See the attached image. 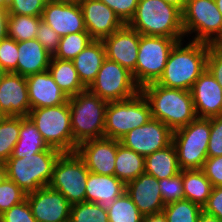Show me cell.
Masks as SVG:
<instances>
[{"label": "cell", "mask_w": 222, "mask_h": 222, "mask_svg": "<svg viewBox=\"0 0 222 222\" xmlns=\"http://www.w3.org/2000/svg\"><path fill=\"white\" fill-rule=\"evenodd\" d=\"M8 11L0 7V41L7 37Z\"/></svg>", "instance_id": "c3c4849f"}, {"label": "cell", "mask_w": 222, "mask_h": 222, "mask_svg": "<svg viewBox=\"0 0 222 222\" xmlns=\"http://www.w3.org/2000/svg\"><path fill=\"white\" fill-rule=\"evenodd\" d=\"M142 222H168L163 212L145 215Z\"/></svg>", "instance_id": "681fc988"}, {"label": "cell", "mask_w": 222, "mask_h": 222, "mask_svg": "<svg viewBox=\"0 0 222 222\" xmlns=\"http://www.w3.org/2000/svg\"><path fill=\"white\" fill-rule=\"evenodd\" d=\"M41 16L8 14L7 37L22 42L35 39Z\"/></svg>", "instance_id": "4dcf8cb0"}, {"label": "cell", "mask_w": 222, "mask_h": 222, "mask_svg": "<svg viewBox=\"0 0 222 222\" xmlns=\"http://www.w3.org/2000/svg\"><path fill=\"white\" fill-rule=\"evenodd\" d=\"M31 109L62 105L68 96L55 83L48 70L26 77Z\"/></svg>", "instance_id": "7402d4cb"}, {"label": "cell", "mask_w": 222, "mask_h": 222, "mask_svg": "<svg viewBox=\"0 0 222 222\" xmlns=\"http://www.w3.org/2000/svg\"><path fill=\"white\" fill-rule=\"evenodd\" d=\"M140 33L125 24L110 36L103 38L106 58L133 72L138 59Z\"/></svg>", "instance_id": "e0dca14e"}, {"label": "cell", "mask_w": 222, "mask_h": 222, "mask_svg": "<svg viewBox=\"0 0 222 222\" xmlns=\"http://www.w3.org/2000/svg\"><path fill=\"white\" fill-rule=\"evenodd\" d=\"M218 10L222 14V0H215Z\"/></svg>", "instance_id": "9f6ffc18"}, {"label": "cell", "mask_w": 222, "mask_h": 222, "mask_svg": "<svg viewBox=\"0 0 222 222\" xmlns=\"http://www.w3.org/2000/svg\"><path fill=\"white\" fill-rule=\"evenodd\" d=\"M41 18L60 37L87 32L79 4L50 1L45 5Z\"/></svg>", "instance_id": "d6986e66"}, {"label": "cell", "mask_w": 222, "mask_h": 222, "mask_svg": "<svg viewBox=\"0 0 222 222\" xmlns=\"http://www.w3.org/2000/svg\"><path fill=\"white\" fill-rule=\"evenodd\" d=\"M88 90L107 102L122 101L141 91L132 72L115 61L105 58L96 79Z\"/></svg>", "instance_id": "7c38bea8"}, {"label": "cell", "mask_w": 222, "mask_h": 222, "mask_svg": "<svg viewBox=\"0 0 222 222\" xmlns=\"http://www.w3.org/2000/svg\"><path fill=\"white\" fill-rule=\"evenodd\" d=\"M202 170L213 187L222 186V156L208 157Z\"/></svg>", "instance_id": "bcb514c9"}, {"label": "cell", "mask_w": 222, "mask_h": 222, "mask_svg": "<svg viewBox=\"0 0 222 222\" xmlns=\"http://www.w3.org/2000/svg\"><path fill=\"white\" fill-rule=\"evenodd\" d=\"M0 216L4 222H38L32 215L31 207L27 199L12 206Z\"/></svg>", "instance_id": "ee69618b"}, {"label": "cell", "mask_w": 222, "mask_h": 222, "mask_svg": "<svg viewBox=\"0 0 222 222\" xmlns=\"http://www.w3.org/2000/svg\"><path fill=\"white\" fill-rule=\"evenodd\" d=\"M202 209L205 213L222 221V186L213 187L208 201Z\"/></svg>", "instance_id": "7dc6e473"}, {"label": "cell", "mask_w": 222, "mask_h": 222, "mask_svg": "<svg viewBox=\"0 0 222 222\" xmlns=\"http://www.w3.org/2000/svg\"><path fill=\"white\" fill-rule=\"evenodd\" d=\"M52 55L35 38L18 42L17 74L27 77L48 70Z\"/></svg>", "instance_id": "cb8c5ba5"}, {"label": "cell", "mask_w": 222, "mask_h": 222, "mask_svg": "<svg viewBox=\"0 0 222 222\" xmlns=\"http://www.w3.org/2000/svg\"><path fill=\"white\" fill-rule=\"evenodd\" d=\"M151 108V116L173 132L197 118L190 91L150 83L141 88Z\"/></svg>", "instance_id": "7a4b0ae2"}, {"label": "cell", "mask_w": 222, "mask_h": 222, "mask_svg": "<svg viewBox=\"0 0 222 222\" xmlns=\"http://www.w3.org/2000/svg\"><path fill=\"white\" fill-rule=\"evenodd\" d=\"M48 71L69 98L86 90L78 77L73 61L60 60L52 56Z\"/></svg>", "instance_id": "83f0119b"}, {"label": "cell", "mask_w": 222, "mask_h": 222, "mask_svg": "<svg viewBox=\"0 0 222 222\" xmlns=\"http://www.w3.org/2000/svg\"><path fill=\"white\" fill-rule=\"evenodd\" d=\"M54 2L79 4L82 0H52Z\"/></svg>", "instance_id": "db71d44e"}, {"label": "cell", "mask_w": 222, "mask_h": 222, "mask_svg": "<svg viewBox=\"0 0 222 222\" xmlns=\"http://www.w3.org/2000/svg\"><path fill=\"white\" fill-rule=\"evenodd\" d=\"M68 103L72 136L77 145L104 137L107 101L86 89L68 98Z\"/></svg>", "instance_id": "277c9868"}, {"label": "cell", "mask_w": 222, "mask_h": 222, "mask_svg": "<svg viewBox=\"0 0 222 222\" xmlns=\"http://www.w3.org/2000/svg\"><path fill=\"white\" fill-rule=\"evenodd\" d=\"M145 173V157L124 147L117 140L114 175L125 184Z\"/></svg>", "instance_id": "f1b7e54d"}, {"label": "cell", "mask_w": 222, "mask_h": 222, "mask_svg": "<svg viewBox=\"0 0 222 222\" xmlns=\"http://www.w3.org/2000/svg\"><path fill=\"white\" fill-rule=\"evenodd\" d=\"M20 117H0V162H6L19 139Z\"/></svg>", "instance_id": "1f68e13d"}, {"label": "cell", "mask_w": 222, "mask_h": 222, "mask_svg": "<svg viewBox=\"0 0 222 222\" xmlns=\"http://www.w3.org/2000/svg\"><path fill=\"white\" fill-rule=\"evenodd\" d=\"M159 188L165 205L184 199L182 170L174 177L159 180Z\"/></svg>", "instance_id": "74e56055"}, {"label": "cell", "mask_w": 222, "mask_h": 222, "mask_svg": "<svg viewBox=\"0 0 222 222\" xmlns=\"http://www.w3.org/2000/svg\"><path fill=\"white\" fill-rule=\"evenodd\" d=\"M28 117L35 124L49 147L63 152H75L68 101L62 105L31 109Z\"/></svg>", "instance_id": "8992f818"}, {"label": "cell", "mask_w": 222, "mask_h": 222, "mask_svg": "<svg viewBox=\"0 0 222 222\" xmlns=\"http://www.w3.org/2000/svg\"><path fill=\"white\" fill-rule=\"evenodd\" d=\"M9 3V0H0V7L7 10Z\"/></svg>", "instance_id": "11a10c76"}, {"label": "cell", "mask_w": 222, "mask_h": 222, "mask_svg": "<svg viewBox=\"0 0 222 222\" xmlns=\"http://www.w3.org/2000/svg\"><path fill=\"white\" fill-rule=\"evenodd\" d=\"M7 178L6 166L4 162H0V184Z\"/></svg>", "instance_id": "f5cc1de1"}, {"label": "cell", "mask_w": 222, "mask_h": 222, "mask_svg": "<svg viewBox=\"0 0 222 222\" xmlns=\"http://www.w3.org/2000/svg\"><path fill=\"white\" fill-rule=\"evenodd\" d=\"M190 92L198 118L222 116V87L207 68L195 81Z\"/></svg>", "instance_id": "ffe728a7"}, {"label": "cell", "mask_w": 222, "mask_h": 222, "mask_svg": "<svg viewBox=\"0 0 222 222\" xmlns=\"http://www.w3.org/2000/svg\"><path fill=\"white\" fill-rule=\"evenodd\" d=\"M26 199L38 222H68L70 219L71 204L49 186L28 193Z\"/></svg>", "instance_id": "9a60e30c"}, {"label": "cell", "mask_w": 222, "mask_h": 222, "mask_svg": "<svg viewBox=\"0 0 222 222\" xmlns=\"http://www.w3.org/2000/svg\"><path fill=\"white\" fill-rule=\"evenodd\" d=\"M60 38L61 37L47 23L41 20L38 25L36 39L50 55L54 56L57 52Z\"/></svg>", "instance_id": "b9f144b4"}, {"label": "cell", "mask_w": 222, "mask_h": 222, "mask_svg": "<svg viewBox=\"0 0 222 222\" xmlns=\"http://www.w3.org/2000/svg\"><path fill=\"white\" fill-rule=\"evenodd\" d=\"M151 118L149 102L141 91L129 99L108 102L104 137L120 140L129 131L146 124Z\"/></svg>", "instance_id": "ba28073f"}, {"label": "cell", "mask_w": 222, "mask_h": 222, "mask_svg": "<svg viewBox=\"0 0 222 222\" xmlns=\"http://www.w3.org/2000/svg\"><path fill=\"white\" fill-rule=\"evenodd\" d=\"M49 146L29 117H20L19 139L10 158H24L47 150Z\"/></svg>", "instance_id": "4316f807"}, {"label": "cell", "mask_w": 222, "mask_h": 222, "mask_svg": "<svg viewBox=\"0 0 222 222\" xmlns=\"http://www.w3.org/2000/svg\"><path fill=\"white\" fill-rule=\"evenodd\" d=\"M79 5L86 31L94 40H102L125 25L112 9L100 0H82Z\"/></svg>", "instance_id": "ac0fdd59"}, {"label": "cell", "mask_w": 222, "mask_h": 222, "mask_svg": "<svg viewBox=\"0 0 222 222\" xmlns=\"http://www.w3.org/2000/svg\"><path fill=\"white\" fill-rule=\"evenodd\" d=\"M52 0H9L8 14L41 16L45 5Z\"/></svg>", "instance_id": "ab89813d"}, {"label": "cell", "mask_w": 222, "mask_h": 222, "mask_svg": "<svg viewBox=\"0 0 222 222\" xmlns=\"http://www.w3.org/2000/svg\"><path fill=\"white\" fill-rule=\"evenodd\" d=\"M184 199L200 205L207 203L213 189L202 169L182 170Z\"/></svg>", "instance_id": "f546056e"}, {"label": "cell", "mask_w": 222, "mask_h": 222, "mask_svg": "<svg viewBox=\"0 0 222 222\" xmlns=\"http://www.w3.org/2000/svg\"><path fill=\"white\" fill-rule=\"evenodd\" d=\"M184 35L196 33L191 41L222 43V14L215 0H188L182 11Z\"/></svg>", "instance_id": "30bf717a"}, {"label": "cell", "mask_w": 222, "mask_h": 222, "mask_svg": "<svg viewBox=\"0 0 222 222\" xmlns=\"http://www.w3.org/2000/svg\"><path fill=\"white\" fill-rule=\"evenodd\" d=\"M202 207L187 199L165 205L163 213L168 222H198Z\"/></svg>", "instance_id": "d6a6232c"}, {"label": "cell", "mask_w": 222, "mask_h": 222, "mask_svg": "<svg viewBox=\"0 0 222 222\" xmlns=\"http://www.w3.org/2000/svg\"><path fill=\"white\" fill-rule=\"evenodd\" d=\"M112 9L124 24H128L135 14L138 0H100Z\"/></svg>", "instance_id": "7bdbcfd3"}, {"label": "cell", "mask_w": 222, "mask_h": 222, "mask_svg": "<svg viewBox=\"0 0 222 222\" xmlns=\"http://www.w3.org/2000/svg\"><path fill=\"white\" fill-rule=\"evenodd\" d=\"M94 39L88 32L72 33L60 38L54 58L72 61Z\"/></svg>", "instance_id": "836d02e7"}, {"label": "cell", "mask_w": 222, "mask_h": 222, "mask_svg": "<svg viewBox=\"0 0 222 222\" xmlns=\"http://www.w3.org/2000/svg\"><path fill=\"white\" fill-rule=\"evenodd\" d=\"M62 152L49 147L24 158H9L5 162L7 178L25 193H31L49 185L53 167Z\"/></svg>", "instance_id": "5b68a950"}, {"label": "cell", "mask_w": 222, "mask_h": 222, "mask_svg": "<svg viewBox=\"0 0 222 222\" xmlns=\"http://www.w3.org/2000/svg\"><path fill=\"white\" fill-rule=\"evenodd\" d=\"M89 170L75 152H63L52 172L49 187L59 191L71 205L85 202L86 181Z\"/></svg>", "instance_id": "8fae6325"}, {"label": "cell", "mask_w": 222, "mask_h": 222, "mask_svg": "<svg viewBox=\"0 0 222 222\" xmlns=\"http://www.w3.org/2000/svg\"><path fill=\"white\" fill-rule=\"evenodd\" d=\"M0 222H4L3 218L0 216Z\"/></svg>", "instance_id": "680465c9"}, {"label": "cell", "mask_w": 222, "mask_h": 222, "mask_svg": "<svg viewBox=\"0 0 222 222\" xmlns=\"http://www.w3.org/2000/svg\"><path fill=\"white\" fill-rule=\"evenodd\" d=\"M125 192L143 216L163 212L165 204L159 180L152 175L140 174L136 179L126 183Z\"/></svg>", "instance_id": "44dd1931"}, {"label": "cell", "mask_w": 222, "mask_h": 222, "mask_svg": "<svg viewBox=\"0 0 222 222\" xmlns=\"http://www.w3.org/2000/svg\"><path fill=\"white\" fill-rule=\"evenodd\" d=\"M168 4H172L177 7L179 10L183 11L186 7L188 0H164Z\"/></svg>", "instance_id": "816d5d0a"}, {"label": "cell", "mask_w": 222, "mask_h": 222, "mask_svg": "<svg viewBox=\"0 0 222 222\" xmlns=\"http://www.w3.org/2000/svg\"><path fill=\"white\" fill-rule=\"evenodd\" d=\"M27 193H25L16 183L6 178L0 184V215L9 210L24 200H26Z\"/></svg>", "instance_id": "8d00e7d4"}, {"label": "cell", "mask_w": 222, "mask_h": 222, "mask_svg": "<svg viewBox=\"0 0 222 222\" xmlns=\"http://www.w3.org/2000/svg\"><path fill=\"white\" fill-rule=\"evenodd\" d=\"M141 35L182 38V11L164 0H138L134 16L127 24Z\"/></svg>", "instance_id": "3957f363"}, {"label": "cell", "mask_w": 222, "mask_h": 222, "mask_svg": "<svg viewBox=\"0 0 222 222\" xmlns=\"http://www.w3.org/2000/svg\"><path fill=\"white\" fill-rule=\"evenodd\" d=\"M198 222H222V221H220L215 216L209 215V214L205 213L204 211H202L200 213Z\"/></svg>", "instance_id": "f907efd6"}, {"label": "cell", "mask_w": 222, "mask_h": 222, "mask_svg": "<svg viewBox=\"0 0 222 222\" xmlns=\"http://www.w3.org/2000/svg\"><path fill=\"white\" fill-rule=\"evenodd\" d=\"M183 38L140 35L138 59L132 72L136 84L155 83L162 76L171 49Z\"/></svg>", "instance_id": "9c48e42d"}, {"label": "cell", "mask_w": 222, "mask_h": 222, "mask_svg": "<svg viewBox=\"0 0 222 222\" xmlns=\"http://www.w3.org/2000/svg\"><path fill=\"white\" fill-rule=\"evenodd\" d=\"M207 69L222 87V47L220 45L209 46Z\"/></svg>", "instance_id": "f6af8a7d"}, {"label": "cell", "mask_w": 222, "mask_h": 222, "mask_svg": "<svg viewBox=\"0 0 222 222\" xmlns=\"http://www.w3.org/2000/svg\"><path fill=\"white\" fill-rule=\"evenodd\" d=\"M106 58L101 40H93L72 61L82 85L88 89Z\"/></svg>", "instance_id": "d4e9b609"}, {"label": "cell", "mask_w": 222, "mask_h": 222, "mask_svg": "<svg viewBox=\"0 0 222 222\" xmlns=\"http://www.w3.org/2000/svg\"><path fill=\"white\" fill-rule=\"evenodd\" d=\"M69 222H109L108 213L100 204L81 202L71 205Z\"/></svg>", "instance_id": "d590c367"}, {"label": "cell", "mask_w": 222, "mask_h": 222, "mask_svg": "<svg viewBox=\"0 0 222 222\" xmlns=\"http://www.w3.org/2000/svg\"><path fill=\"white\" fill-rule=\"evenodd\" d=\"M180 171L173 143L145 157V173L158 180L174 177Z\"/></svg>", "instance_id": "484cf974"}, {"label": "cell", "mask_w": 222, "mask_h": 222, "mask_svg": "<svg viewBox=\"0 0 222 222\" xmlns=\"http://www.w3.org/2000/svg\"><path fill=\"white\" fill-rule=\"evenodd\" d=\"M207 155L208 157L222 156V116L210 118V136Z\"/></svg>", "instance_id": "60d3db41"}, {"label": "cell", "mask_w": 222, "mask_h": 222, "mask_svg": "<svg viewBox=\"0 0 222 222\" xmlns=\"http://www.w3.org/2000/svg\"><path fill=\"white\" fill-rule=\"evenodd\" d=\"M182 46L179 41L171 49L162 76L156 82L166 88L190 91L195 81L207 68L211 44L189 41Z\"/></svg>", "instance_id": "6da1fadb"}, {"label": "cell", "mask_w": 222, "mask_h": 222, "mask_svg": "<svg viewBox=\"0 0 222 222\" xmlns=\"http://www.w3.org/2000/svg\"><path fill=\"white\" fill-rule=\"evenodd\" d=\"M76 153L90 172L114 175L117 140L106 137L87 140L77 146Z\"/></svg>", "instance_id": "2e32d148"}, {"label": "cell", "mask_w": 222, "mask_h": 222, "mask_svg": "<svg viewBox=\"0 0 222 222\" xmlns=\"http://www.w3.org/2000/svg\"><path fill=\"white\" fill-rule=\"evenodd\" d=\"M210 118H196L173 132L180 170L202 169L208 158Z\"/></svg>", "instance_id": "52a82bcc"}, {"label": "cell", "mask_w": 222, "mask_h": 222, "mask_svg": "<svg viewBox=\"0 0 222 222\" xmlns=\"http://www.w3.org/2000/svg\"><path fill=\"white\" fill-rule=\"evenodd\" d=\"M30 110L26 77L4 72L0 78V117H28Z\"/></svg>", "instance_id": "5bb4252c"}, {"label": "cell", "mask_w": 222, "mask_h": 222, "mask_svg": "<svg viewBox=\"0 0 222 222\" xmlns=\"http://www.w3.org/2000/svg\"><path fill=\"white\" fill-rule=\"evenodd\" d=\"M120 143L146 157L173 142V131L163 122L151 118L146 124L129 131Z\"/></svg>", "instance_id": "4fadbf2b"}, {"label": "cell", "mask_w": 222, "mask_h": 222, "mask_svg": "<svg viewBox=\"0 0 222 222\" xmlns=\"http://www.w3.org/2000/svg\"><path fill=\"white\" fill-rule=\"evenodd\" d=\"M18 42L6 37L0 41V68L3 72L17 73Z\"/></svg>", "instance_id": "f35d334b"}, {"label": "cell", "mask_w": 222, "mask_h": 222, "mask_svg": "<svg viewBox=\"0 0 222 222\" xmlns=\"http://www.w3.org/2000/svg\"><path fill=\"white\" fill-rule=\"evenodd\" d=\"M109 222H142L143 215L125 192L107 210Z\"/></svg>", "instance_id": "e575fe53"}, {"label": "cell", "mask_w": 222, "mask_h": 222, "mask_svg": "<svg viewBox=\"0 0 222 222\" xmlns=\"http://www.w3.org/2000/svg\"><path fill=\"white\" fill-rule=\"evenodd\" d=\"M3 73H4L3 70L0 68V78H1Z\"/></svg>", "instance_id": "6f0895ef"}, {"label": "cell", "mask_w": 222, "mask_h": 222, "mask_svg": "<svg viewBox=\"0 0 222 222\" xmlns=\"http://www.w3.org/2000/svg\"><path fill=\"white\" fill-rule=\"evenodd\" d=\"M126 184L115 175H100L89 171L85 201L100 204L108 210L116 198L125 193Z\"/></svg>", "instance_id": "603a6c76"}]
</instances>
